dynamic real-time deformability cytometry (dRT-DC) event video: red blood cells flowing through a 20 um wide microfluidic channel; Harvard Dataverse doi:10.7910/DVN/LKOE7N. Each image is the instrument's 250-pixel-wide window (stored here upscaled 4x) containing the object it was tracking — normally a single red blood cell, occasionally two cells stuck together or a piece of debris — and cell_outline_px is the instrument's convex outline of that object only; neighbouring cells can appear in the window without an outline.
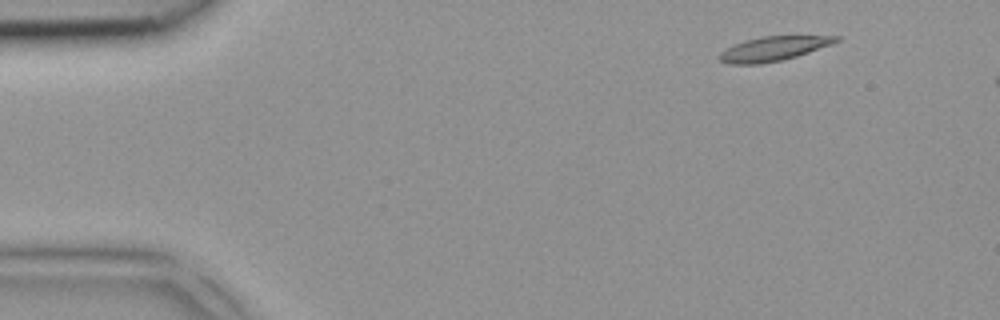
{"species": "common noctule bat (a hibernating species)", "species_latin": "Nyctalus noctula", "temperature_condition": "room temperature", "stored_images_in_passage": 4, "camera_frame_rate_fps": 3000, "um_per_image_px": 0.085, "animal": {"sex": "female", "body_mass_g": 18.4}, "frame": {"image": 1, "passage_image": 1, "time_ms": 0.0, "image_size_px": [1000, 320], "cell_outline_px": [[840, 40], [832, 44], [796, 56], [780, 60], [760, 64], [728, 64], [720, 60], [716, 56], [720, 52], [732, 44], [744, 40], [760, 36], [840, 36]], "centroid_in_image_um": [65.67, 4.13], "position_along_channel_um": 19.3, "area_um2": 16.59}}